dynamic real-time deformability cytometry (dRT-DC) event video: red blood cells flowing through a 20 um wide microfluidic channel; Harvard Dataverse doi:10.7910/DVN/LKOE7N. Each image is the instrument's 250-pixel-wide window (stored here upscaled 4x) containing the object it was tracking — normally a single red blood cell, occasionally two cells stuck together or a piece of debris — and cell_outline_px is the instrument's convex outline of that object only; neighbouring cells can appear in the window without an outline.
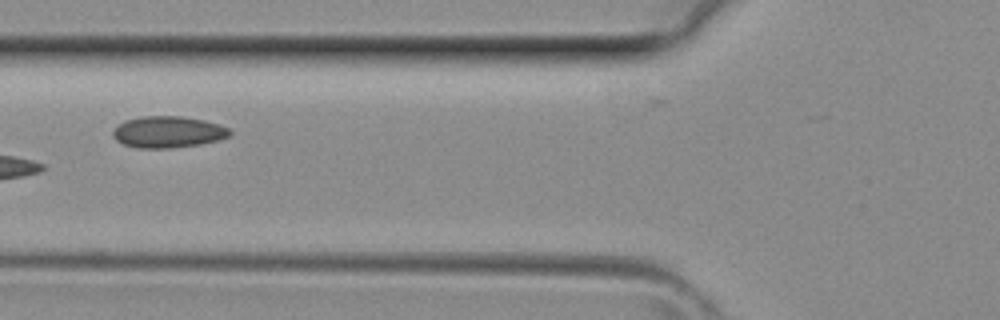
{"species": "common noctule bat (a hibernating species)", "species_latin": "Nyctalus noctula", "temperature_condition": "room temperature", "stored_images_in_passage": 7, "camera_frame_rate_fps": 3000, "um_per_image_px": 0.085, "animal": {"sex": "female", "body_mass_g": 29.2, "forearm_length_mm": 56.3}, "frame": {"image": 1, "passage_image": 6, "time_ms": 1.667, "image_size_px": [1000, 320], "cell_outline_px": [[232, 136], [200, 144], [168, 148], [136, 148], [124, 144], [116, 140], [112, 136], [112, 132], [124, 120], [140, 116], [180, 116], [204, 120], [220, 124], [228, 128], [232, 132]], "centroid_in_image_um": [14.29, 11.21], "position_along_channel_um": 111.5, "area_um2": 21.5}}